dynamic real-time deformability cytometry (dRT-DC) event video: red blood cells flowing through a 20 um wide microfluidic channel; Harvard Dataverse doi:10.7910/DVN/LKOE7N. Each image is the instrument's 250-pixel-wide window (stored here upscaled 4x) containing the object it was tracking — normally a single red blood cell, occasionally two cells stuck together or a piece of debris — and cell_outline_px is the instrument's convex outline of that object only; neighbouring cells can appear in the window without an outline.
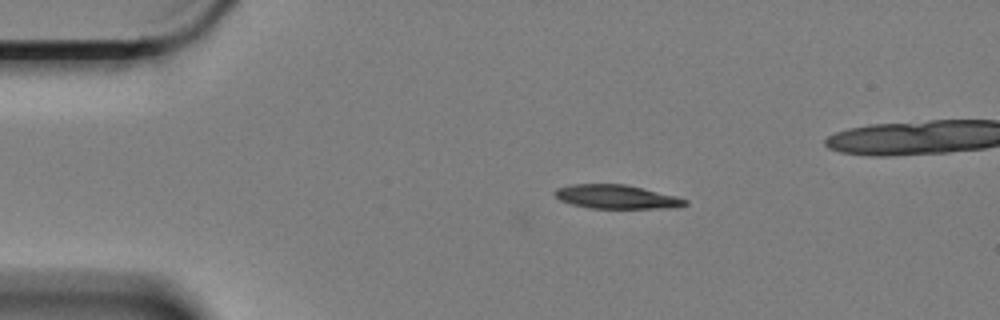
{"species": "Egyptian fruit bat (a non-hibernating species)", "species_latin": "Rousettus aegyptiacus", "temperature_condition": "cold", "stored_images_in_passage": 9, "camera_frame_rate_fps": 3000, "um_per_image_px": 0.085, "animal": {"sex": "female"}, "frame": {"image": 1, "passage_image": 3, "time_ms": 0.667, "image_size_px": [1000, 320], "cell_outline_px": [[688, 204], [676, 208], [588, 208], [572, 204], [560, 200], [552, 192], [556, 188], [572, 184], [624, 184], [676, 196], [688, 200]], "centroid_in_image_um": [52.39, 16.73], "position_along_channel_um": 32.6, "area_um2": 18.09}}
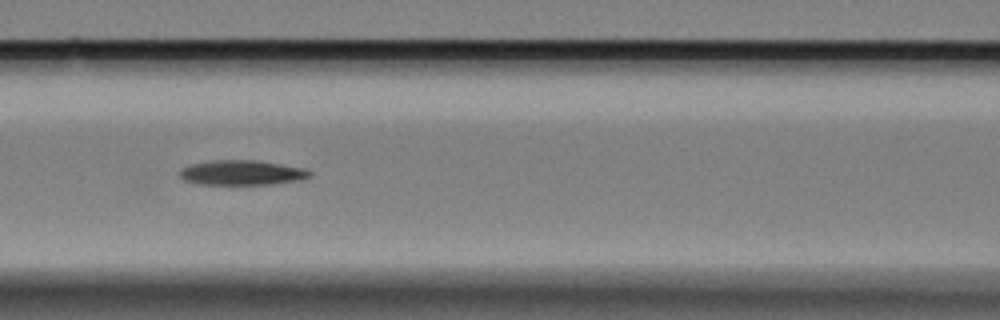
{"frame": {"image": 2, "passage_image": 7, "time_ms": 2.0, "image_size_px": [1000, 320], "cell_outline_px": [[312, 176], [300, 180], [272, 184], [196, 184], [184, 180], [180, 176], [180, 168], [192, 164], [212, 160], [256, 160], [304, 168], [312, 172]], "centroid_in_image_um": [20.56, 14.68], "position_along_channel_um": 146.0, "area_um2": 18.84}}
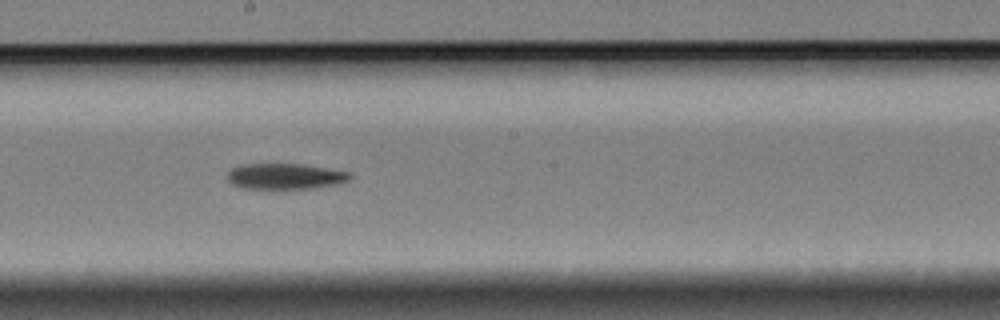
{"frame": {"image": 3, "passage_image": 9, "time_ms": 2.667, "image_size_px": [1000, 320], "cell_outline_px": [[352, 176], [348, 180], [336, 184], [316, 188], [244, 188], [232, 184], [228, 180], [228, 172], [232, 168], [240, 164], [300, 164], [348, 172]], "centroid_in_image_um": [24.2, 14.98], "position_along_channel_um": 224.0, "area_um2": 18.09}}